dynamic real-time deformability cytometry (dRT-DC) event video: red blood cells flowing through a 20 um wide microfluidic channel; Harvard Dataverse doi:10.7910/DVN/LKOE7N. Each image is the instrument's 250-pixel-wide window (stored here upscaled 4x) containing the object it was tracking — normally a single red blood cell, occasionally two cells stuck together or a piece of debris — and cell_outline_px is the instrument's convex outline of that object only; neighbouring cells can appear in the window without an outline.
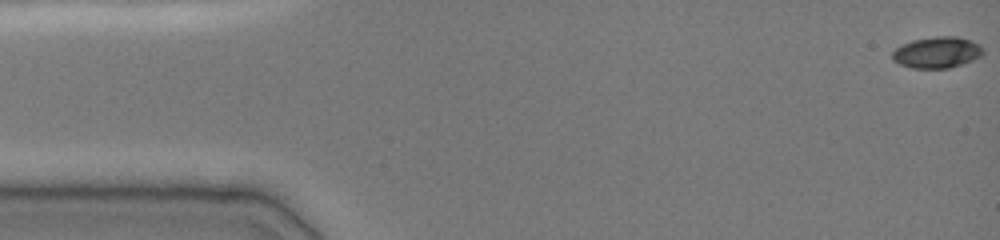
{"species": "common noctule bat (a hibernating species)", "species_latin": "Nyctalus noctula", "temperature_condition": "cold", "stored_images_in_passage": 60, "camera_frame_rate_fps": 3000, "um_per_image_px": 0.085, "animal": {"sex": "female", "body_mass_g": 19.0, "forearm_length_mm": 51.5}, "frame": {"image": 1, "passage_image": 1, "time_ms": 0.0, "image_size_px": [1000, 240], "cell_outline_px": [[984, 52], [980, 56], [972, 60], [948, 68], [912, 68], [900, 64], [892, 60], [892, 52], [896, 48], [912, 40], [936, 36], [956, 36], [972, 40], [980, 44], [984, 48]], "centroid_in_image_um": [79.66, 4.44], "position_along_channel_um": 5.3, "area_um2": 16.53}}
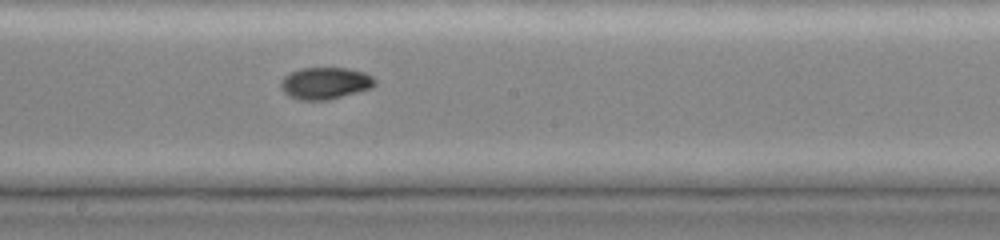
{"frame": {"image": 2, "passage_image": 37, "time_ms": 8.667, "image_size_px": [1000, 240], "cell_outline_px": [[376, 84], [372, 88], [328, 100], [300, 100], [288, 96], [280, 88], [280, 84], [284, 76], [300, 68], [344, 68], [364, 72], [372, 76], [376, 80]], "centroid_in_image_um": [27.64, 7.08], "position_along_channel_um": 220.6, "area_um2": 17.51}}
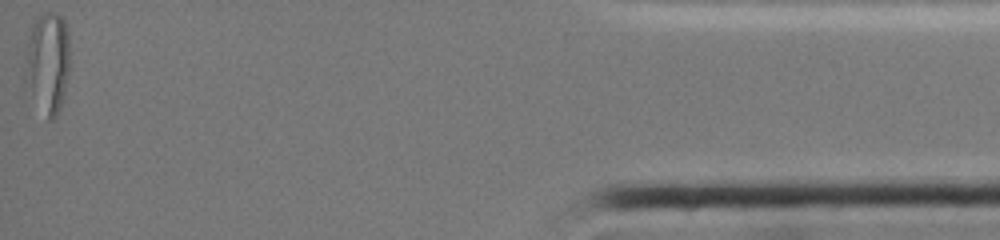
{"frame": {"image": 3, "passage_image": 60, "time_ms": 16.0, "image_size_px": [1000, 240], "cell_outline_px": [[68, 72], [64, 92], [60, 108], [56, 120], [48, 120], [24, 88], [24, 68], [28, 28], [40, 12], [56, 12], [64, 20], [68, 32]], "centroid_in_image_um": [3.99, 5.32], "position_along_channel_um": 431.2, "area_um2": 27.34}, "authors_computed_cell_mechanics": {"area_um2": 16.9354, "velocity_mm_per_s": 3.9469, "shape_relaxation_time_tau1_ms": 7.5171, "shape_relaxation_time_tau2_ms": 1.4394, "deformation_change_tau1": 0.2015, "deformation_change_tau2": 0.0384}}